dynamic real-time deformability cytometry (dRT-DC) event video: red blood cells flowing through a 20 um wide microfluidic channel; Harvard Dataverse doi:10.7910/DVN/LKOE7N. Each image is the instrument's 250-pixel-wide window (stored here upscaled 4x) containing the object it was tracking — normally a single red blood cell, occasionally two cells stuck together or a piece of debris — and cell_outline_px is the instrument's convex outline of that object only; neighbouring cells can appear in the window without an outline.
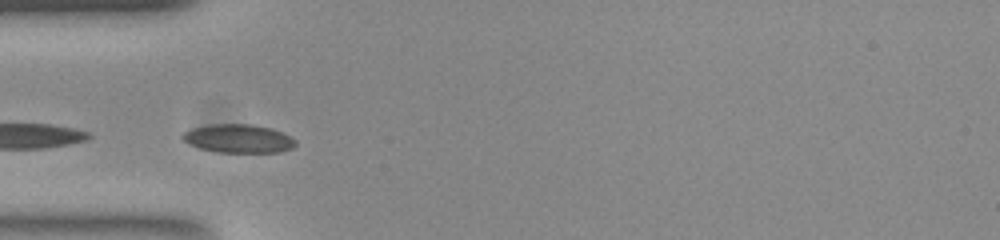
{"species": "common noctule bat (a hibernating species)", "species_latin": "Nyctalus noctula", "temperature_condition": "room temperature", "stored_images_in_passage": 9, "camera_frame_rate_fps": 3000, "um_per_image_px": 0.085, "animal": {"sex": "female", "body_mass_g": 23.0, "forearm_length_mm": 53.4}, "frame": {"image": 1, "passage_image": 3, "time_ms": 0.667, "image_size_px": [1000, 240], "cell_outline_px": [[296, 144], [292, 148], [280, 152], [220, 152], [200, 148], [188, 144], [180, 136], [184, 132], [192, 128], [208, 124], [252, 124], [272, 128], [296, 140]], "centroid_in_image_um": [20.24, 11.77], "position_along_channel_um": 64.8, "area_um2": 18.73}}